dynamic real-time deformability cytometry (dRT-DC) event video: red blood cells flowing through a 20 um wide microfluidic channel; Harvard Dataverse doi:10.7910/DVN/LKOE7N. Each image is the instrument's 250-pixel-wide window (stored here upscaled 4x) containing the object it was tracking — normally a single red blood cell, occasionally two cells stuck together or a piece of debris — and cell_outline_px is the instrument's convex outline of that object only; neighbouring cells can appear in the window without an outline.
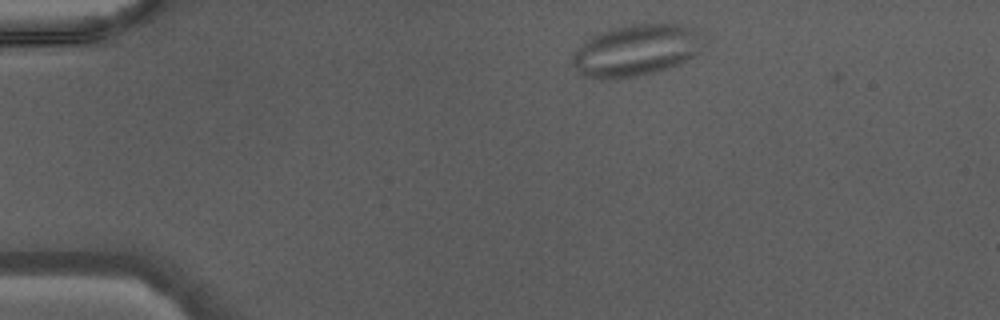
{"species": "Egyptian fruit bat (a non-hibernating species)", "species_latin": "Rousettus aegyptiacus", "temperature_condition": "warm", "stored_images_in_passage": 38, "camera_frame_rate_fps": 3000, "um_per_image_px": 0.085, "animal": {"sex": "male"}, "frame": {"image": 1, "passage_image": 1, "time_ms": 0.0, "image_size_px": [1000, 320], "cell_outline_px": [[700, 52], [680, 64], [668, 68], [636, 76], [608, 80], [580, 76], [572, 64], [572, 56], [584, 40], [600, 32], [612, 28], [632, 24], [680, 24], [696, 28], [700, 48]], "centroid_in_image_um": [53.99, 4.29], "position_along_channel_um": 31.0, "area_um2": 39.25}}
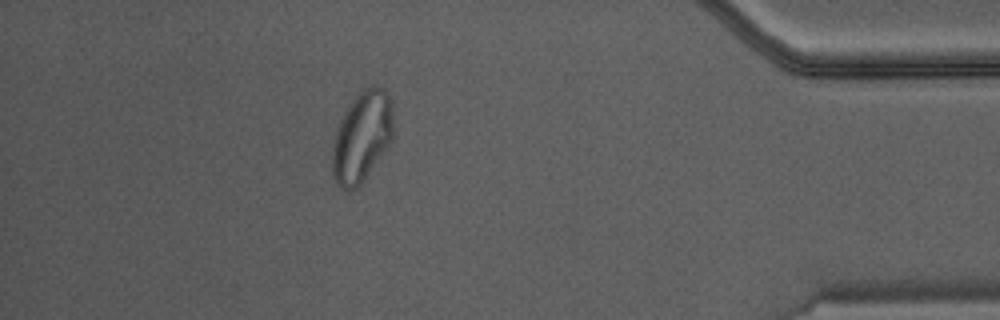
{"frame": {"image": 2, "passage_image": 33, "time_ms": 10.667, "image_size_px": [1000, 320], "cell_outline_px": [[392, 140], [360, 184], [356, 188], [344, 192], [336, 184], [332, 172], [332, 148], [336, 132], [344, 112], [352, 100], [364, 88], [372, 84], [376, 84], [388, 96], [392, 104]], "centroid_in_image_um": [30.74, 11.64], "position_along_channel_um": 404.5, "area_um2": 31.85}}